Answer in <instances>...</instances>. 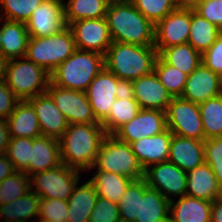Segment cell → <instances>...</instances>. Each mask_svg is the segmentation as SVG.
Returning a JSON list of instances; mask_svg holds the SVG:
<instances>
[{
    "label": "cell",
    "mask_w": 222,
    "mask_h": 222,
    "mask_svg": "<svg viewBox=\"0 0 222 222\" xmlns=\"http://www.w3.org/2000/svg\"><path fill=\"white\" fill-rule=\"evenodd\" d=\"M194 11L222 30V0H202Z\"/></svg>",
    "instance_id": "obj_45"
},
{
    "label": "cell",
    "mask_w": 222,
    "mask_h": 222,
    "mask_svg": "<svg viewBox=\"0 0 222 222\" xmlns=\"http://www.w3.org/2000/svg\"><path fill=\"white\" fill-rule=\"evenodd\" d=\"M61 164L59 139L43 135L33 138L29 167L24 171L28 176Z\"/></svg>",
    "instance_id": "obj_22"
},
{
    "label": "cell",
    "mask_w": 222,
    "mask_h": 222,
    "mask_svg": "<svg viewBox=\"0 0 222 222\" xmlns=\"http://www.w3.org/2000/svg\"><path fill=\"white\" fill-rule=\"evenodd\" d=\"M29 191V176L25 172L16 171L0 182V206L15 201Z\"/></svg>",
    "instance_id": "obj_38"
},
{
    "label": "cell",
    "mask_w": 222,
    "mask_h": 222,
    "mask_svg": "<svg viewBox=\"0 0 222 222\" xmlns=\"http://www.w3.org/2000/svg\"><path fill=\"white\" fill-rule=\"evenodd\" d=\"M201 62L222 77V33L210 48L201 55Z\"/></svg>",
    "instance_id": "obj_46"
},
{
    "label": "cell",
    "mask_w": 222,
    "mask_h": 222,
    "mask_svg": "<svg viewBox=\"0 0 222 222\" xmlns=\"http://www.w3.org/2000/svg\"><path fill=\"white\" fill-rule=\"evenodd\" d=\"M144 194V178L134 180L118 203L120 219L134 222L139 219L140 197Z\"/></svg>",
    "instance_id": "obj_37"
},
{
    "label": "cell",
    "mask_w": 222,
    "mask_h": 222,
    "mask_svg": "<svg viewBox=\"0 0 222 222\" xmlns=\"http://www.w3.org/2000/svg\"><path fill=\"white\" fill-rule=\"evenodd\" d=\"M10 59L7 65V86L19 100H28L46 93L51 81L50 74L42 67L23 57V61Z\"/></svg>",
    "instance_id": "obj_7"
},
{
    "label": "cell",
    "mask_w": 222,
    "mask_h": 222,
    "mask_svg": "<svg viewBox=\"0 0 222 222\" xmlns=\"http://www.w3.org/2000/svg\"><path fill=\"white\" fill-rule=\"evenodd\" d=\"M106 20L113 42L154 46L155 25L130 2H111Z\"/></svg>",
    "instance_id": "obj_2"
},
{
    "label": "cell",
    "mask_w": 222,
    "mask_h": 222,
    "mask_svg": "<svg viewBox=\"0 0 222 222\" xmlns=\"http://www.w3.org/2000/svg\"><path fill=\"white\" fill-rule=\"evenodd\" d=\"M76 50L69 26L49 37H29L26 58L51 74Z\"/></svg>",
    "instance_id": "obj_5"
},
{
    "label": "cell",
    "mask_w": 222,
    "mask_h": 222,
    "mask_svg": "<svg viewBox=\"0 0 222 222\" xmlns=\"http://www.w3.org/2000/svg\"><path fill=\"white\" fill-rule=\"evenodd\" d=\"M204 155L222 191V136L204 140Z\"/></svg>",
    "instance_id": "obj_42"
},
{
    "label": "cell",
    "mask_w": 222,
    "mask_h": 222,
    "mask_svg": "<svg viewBox=\"0 0 222 222\" xmlns=\"http://www.w3.org/2000/svg\"><path fill=\"white\" fill-rule=\"evenodd\" d=\"M109 3L111 2H126V1H129V0H107Z\"/></svg>",
    "instance_id": "obj_54"
},
{
    "label": "cell",
    "mask_w": 222,
    "mask_h": 222,
    "mask_svg": "<svg viewBox=\"0 0 222 222\" xmlns=\"http://www.w3.org/2000/svg\"><path fill=\"white\" fill-rule=\"evenodd\" d=\"M176 9L194 10L201 0H173Z\"/></svg>",
    "instance_id": "obj_52"
},
{
    "label": "cell",
    "mask_w": 222,
    "mask_h": 222,
    "mask_svg": "<svg viewBox=\"0 0 222 222\" xmlns=\"http://www.w3.org/2000/svg\"><path fill=\"white\" fill-rule=\"evenodd\" d=\"M210 222H222V196L212 202Z\"/></svg>",
    "instance_id": "obj_51"
},
{
    "label": "cell",
    "mask_w": 222,
    "mask_h": 222,
    "mask_svg": "<svg viewBox=\"0 0 222 222\" xmlns=\"http://www.w3.org/2000/svg\"><path fill=\"white\" fill-rule=\"evenodd\" d=\"M46 93L62 112L68 124L99 123L93 114L86 92L62 88L50 81Z\"/></svg>",
    "instance_id": "obj_10"
},
{
    "label": "cell",
    "mask_w": 222,
    "mask_h": 222,
    "mask_svg": "<svg viewBox=\"0 0 222 222\" xmlns=\"http://www.w3.org/2000/svg\"><path fill=\"white\" fill-rule=\"evenodd\" d=\"M221 76L214 73L202 62L188 75L181 98L200 104L220 95Z\"/></svg>",
    "instance_id": "obj_17"
},
{
    "label": "cell",
    "mask_w": 222,
    "mask_h": 222,
    "mask_svg": "<svg viewBox=\"0 0 222 222\" xmlns=\"http://www.w3.org/2000/svg\"><path fill=\"white\" fill-rule=\"evenodd\" d=\"M107 0H68L64 3L66 25L78 20L106 17Z\"/></svg>",
    "instance_id": "obj_33"
},
{
    "label": "cell",
    "mask_w": 222,
    "mask_h": 222,
    "mask_svg": "<svg viewBox=\"0 0 222 222\" xmlns=\"http://www.w3.org/2000/svg\"><path fill=\"white\" fill-rule=\"evenodd\" d=\"M97 198L95 186L90 180L80 187L76 185L68 199L66 222H88Z\"/></svg>",
    "instance_id": "obj_27"
},
{
    "label": "cell",
    "mask_w": 222,
    "mask_h": 222,
    "mask_svg": "<svg viewBox=\"0 0 222 222\" xmlns=\"http://www.w3.org/2000/svg\"><path fill=\"white\" fill-rule=\"evenodd\" d=\"M19 99L7 86L6 82H0V119H7L14 111Z\"/></svg>",
    "instance_id": "obj_47"
},
{
    "label": "cell",
    "mask_w": 222,
    "mask_h": 222,
    "mask_svg": "<svg viewBox=\"0 0 222 222\" xmlns=\"http://www.w3.org/2000/svg\"><path fill=\"white\" fill-rule=\"evenodd\" d=\"M29 34L26 24L6 20L0 27V53L8 60L26 56Z\"/></svg>",
    "instance_id": "obj_25"
},
{
    "label": "cell",
    "mask_w": 222,
    "mask_h": 222,
    "mask_svg": "<svg viewBox=\"0 0 222 222\" xmlns=\"http://www.w3.org/2000/svg\"><path fill=\"white\" fill-rule=\"evenodd\" d=\"M205 140L222 136V98L220 95L199 104Z\"/></svg>",
    "instance_id": "obj_35"
},
{
    "label": "cell",
    "mask_w": 222,
    "mask_h": 222,
    "mask_svg": "<svg viewBox=\"0 0 222 222\" xmlns=\"http://www.w3.org/2000/svg\"><path fill=\"white\" fill-rule=\"evenodd\" d=\"M10 138L7 121L0 119V155L6 154Z\"/></svg>",
    "instance_id": "obj_49"
},
{
    "label": "cell",
    "mask_w": 222,
    "mask_h": 222,
    "mask_svg": "<svg viewBox=\"0 0 222 222\" xmlns=\"http://www.w3.org/2000/svg\"><path fill=\"white\" fill-rule=\"evenodd\" d=\"M92 168L97 171L113 172L132 180L144 178V169L138 162L129 143L107 134L102 141Z\"/></svg>",
    "instance_id": "obj_6"
},
{
    "label": "cell",
    "mask_w": 222,
    "mask_h": 222,
    "mask_svg": "<svg viewBox=\"0 0 222 222\" xmlns=\"http://www.w3.org/2000/svg\"><path fill=\"white\" fill-rule=\"evenodd\" d=\"M141 110L134 98L118 99L114 101L108 117L101 123L106 134H113L123 124L128 123Z\"/></svg>",
    "instance_id": "obj_34"
},
{
    "label": "cell",
    "mask_w": 222,
    "mask_h": 222,
    "mask_svg": "<svg viewBox=\"0 0 222 222\" xmlns=\"http://www.w3.org/2000/svg\"><path fill=\"white\" fill-rule=\"evenodd\" d=\"M144 179L148 187L159 191L169 201L170 195L186 196V172L170 161L149 166L144 170Z\"/></svg>",
    "instance_id": "obj_12"
},
{
    "label": "cell",
    "mask_w": 222,
    "mask_h": 222,
    "mask_svg": "<svg viewBox=\"0 0 222 222\" xmlns=\"http://www.w3.org/2000/svg\"><path fill=\"white\" fill-rule=\"evenodd\" d=\"M75 41L76 49L106 54L113 43L105 17L78 20L69 25Z\"/></svg>",
    "instance_id": "obj_13"
},
{
    "label": "cell",
    "mask_w": 222,
    "mask_h": 222,
    "mask_svg": "<svg viewBox=\"0 0 222 222\" xmlns=\"http://www.w3.org/2000/svg\"><path fill=\"white\" fill-rule=\"evenodd\" d=\"M172 135L167 128L158 135L143 137L130 143L133 153L144 170L153 164L168 161Z\"/></svg>",
    "instance_id": "obj_20"
},
{
    "label": "cell",
    "mask_w": 222,
    "mask_h": 222,
    "mask_svg": "<svg viewBox=\"0 0 222 222\" xmlns=\"http://www.w3.org/2000/svg\"><path fill=\"white\" fill-rule=\"evenodd\" d=\"M117 222H128V221H125V220L120 219V220L117 221Z\"/></svg>",
    "instance_id": "obj_58"
},
{
    "label": "cell",
    "mask_w": 222,
    "mask_h": 222,
    "mask_svg": "<svg viewBox=\"0 0 222 222\" xmlns=\"http://www.w3.org/2000/svg\"><path fill=\"white\" fill-rule=\"evenodd\" d=\"M116 87L117 77L104 66L85 91L93 114L99 123H102L109 115L116 100Z\"/></svg>",
    "instance_id": "obj_16"
},
{
    "label": "cell",
    "mask_w": 222,
    "mask_h": 222,
    "mask_svg": "<svg viewBox=\"0 0 222 222\" xmlns=\"http://www.w3.org/2000/svg\"><path fill=\"white\" fill-rule=\"evenodd\" d=\"M186 180V196L211 202L222 196L216 177L206 162L187 172Z\"/></svg>",
    "instance_id": "obj_23"
},
{
    "label": "cell",
    "mask_w": 222,
    "mask_h": 222,
    "mask_svg": "<svg viewBox=\"0 0 222 222\" xmlns=\"http://www.w3.org/2000/svg\"><path fill=\"white\" fill-rule=\"evenodd\" d=\"M8 59L0 53V82L5 81Z\"/></svg>",
    "instance_id": "obj_53"
},
{
    "label": "cell",
    "mask_w": 222,
    "mask_h": 222,
    "mask_svg": "<svg viewBox=\"0 0 222 222\" xmlns=\"http://www.w3.org/2000/svg\"><path fill=\"white\" fill-rule=\"evenodd\" d=\"M28 101L36 112L42 135L60 139L68 127V122L52 98L44 93Z\"/></svg>",
    "instance_id": "obj_18"
},
{
    "label": "cell",
    "mask_w": 222,
    "mask_h": 222,
    "mask_svg": "<svg viewBox=\"0 0 222 222\" xmlns=\"http://www.w3.org/2000/svg\"><path fill=\"white\" fill-rule=\"evenodd\" d=\"M165 113L167 128L173 135L205 140L199 104L173 97Z\"/></svg>",
    "instance_id": "obj_9"
},
{
    "label": "cell",
    "mask_w": 222,
    "mask_h": 222,
    "mask_svg": "<svg viewBox=\"0 0 222 222\" xmlns=\"http://www.w3.org/2000/svg\"><path fill=\"white\" fill-rule=\"evenodd\" d=\"M44 0H0L5 19L26 23Z\"/></svg>",
    "instance_id": "obj_40"
},
{
    "label": "cell",
    "mask_w": 222,
    "mask_h": 222,
    "mask_svg": "<svg viewBox=\"0 0 222 222\" xmlns=\"http://www.w3.org/2000/svg\"><path fill=\"white\" fill-rule=\"evenodd\" d=\"M157 57L154 46L113 42L104 56V65L117 78L134 81L154 71Z\"/></svg>",
    "instance_id": "obj_3"
},
{
    "label": "cell",
    "mask_w": 222,
    "mask_h": 222,
    "mask_svg": "<svg viewBox=\"0 0 222 222\" xmlns=\"http://www.w3.org/2000/svg\"><path fill=\"white\" fill-rule=\"evenodd\" d=\"M3 19H4L3 15L1 16V14H0V21H2Z\"/></svg>",
    "instance_id": "obj_57"
},
{
    "label": "cell",
    "mask_w": 222,
    "mask_h": 222,
    "mask_svg": "<svg viewBox=\"0 0 222 222\" xmlns=\"http://www.w3.org/2000/svg\"><path fill=\"white\" fill-rule=\"evenodd\" d=\"M154 72L172 97H181L188 78L187 74L167 64L159 55L154 65Z\"/></svg>",
    "instance_id": "obj_36"
},
{
    "label": "cell",
    "mask_w": 222,
    "mask_h": 222,
    "mask_svg": "<svg viewBox=\"0 0 222 222\" xmlns=\"http://www.w3.org/2000/svg\"><path fill=\"white\" fill-rule=\"evenodd\" d=\"M132 83L134 99L141 109L166 111L173 97L158 80L154 71L132 81Z\"/></svg>",
    "instance_id": "obj_19"
},
{
    "label": "cell",
    "mask_w": 222,
    "mask_h": 222,
    "mask_svg": "<svg viewBox=\"0 0 222 222\" xmlns=\"http://www.w3.org/2000/svg\"><path fill=\"white\" fill-rule=\"evenodd\" d=\"M37 219H40L38 222H54V221H50V220H47V219H42V218H37Z\"/></svg>",
    "instance_id": "obj_55"
},
{
    "label": "cell",
    "mask_w": 222,
    "mask_h": 222,
    "mask_svg": "<svg viewBox=\"0 0 222 222\" xmlns=\"http://www.w3.org/2000/svg\"><path fill=\"white\" fill-rule=\"evenodd\" d=\"M192 10L175 9L155 24L154 47L158 54L170 46L188 43Z\"/></svg>",
    "instance_id": "obj_11"
},
{
    "label": "cell",
    "mask_w": 222,
    "mask_h": 222,
    "mask_svg": "<svg viewBox=\"0 0 222 222\" xmlns=\"http://www.w3.org/2000/svg\"><path fill=\"white\" fill-rule=\"evenodd\" d=\"M166 129L165 111L141 109L133 119L119 127L112 135L130 144L143 137L158 135Z\"/></svg>",
    "instance_id": "obj_14"
},
{
    "label": "cell",
    "mask_w": 222,
    "mask_h": 222,
    "mask_svg": "<svg viewBox=\"0 0 222 222\" xmlns=\"http://www.w3.org/2000/svg\"><path fill=\"white\" fill-rule=\"evenodd\" d=\"M119 220L118 204L98 196L88 222H117Z\"/></svg>",
    "instance_id": "obj_44"
},
{
    "label": "cell",
    "mask_w": 222,
    "mask_h": 222,
    "mask_svg": "<svg viewBox=\"0 0 222 222\" xmlns=\"http://www.w3.org/2000/svg\"><path fill=\"white\" fill-rule=\"evenodd\" d=\"M32 146V138H10L6 155L12 161L16 171L24 172L29 167Z\"/></svg>",
    "instance_id": "obj_39"
},
{
    "label": "cell",
    "mask_w": 222,
    "mask_h": 222,
    "mask_svg": "<svg viewBox=\"0 0 222 222\" xmlns=\"http://www.w3.org/2000/svg\"><path fill=\"white\" fill-rule=\"evenodd\" d=\"M167 64H170L190 75L201 63V54L189 43L170 46L158 54Z\"/></svg>",
    "instance_id": "obj_31"
},
{
    "label": "cell",
    "mask_w": 222,
    "mask_h": 222,
    "mask_svg": "<svg viewBox=\"0 0 222 222\" xmlns=\"http://www.w3.org/2000/svg\"><path fill=\"white\" fill-rule=\"evenodd\" d=\"M168 161L186 173L205 162L204 141L172 135Z\"/></svg>",
    "instance_id": "obj_21"
},
{
    "label": "cell",
    "mask_w": 222,
    "mask_h": 222,
    "mask_svg": "<svg viewBox=\"0 0 222 222\" xmlns=\"http://www.w3.org/2000/svg\"><path fill=\"white\" fill-rule=\"evenodd\" d=\"M145 18L154 25L167 14L174 11L176 6L173 0H129Z\"/></svg>",
    "instance_id": "obj_41"
},
{
    "label": "cell",
    "mask_w": 222,
    "mask_h": 222,
    "mask_svg": "<svg viewBox=\"0 0 222 222\" xmlns=\"http://www.w3.org/2000/svg\"><path fill=\"white\" fill-rule=\"evenodd\" d=\"M80 171L61 164L53 169L29 176L30 190L41 199L57 198L68 201L80 179ZM35 185V186H34Z\"/></svg>",
    "instance_id": "obj_8"
},
{
    "label": "cell",
    "mask_w": 222,
    "mask_h": 222,
    "mask_svg": "<svg viewBox=\"0 0 222 222\" xmlns=\"http://www.w3.org/2000/svg\"><path fill=\"white\" fill-rule=\"evenodd\" d=\"M170 201L159 191L148 187L144 179V194L140 197L139 219L134 222H167Z\"/></svg>",
    "instance_id": "obj_28"
},
{
    "label": "cell",
    "mask_w": 222,
    "mask_h": 222,
    "mask_svg": "<svg viewBox=\"0 0 222 222\" xmlns=\"http://www.w3.org/2000/svg\"><path fill=\"white\" fill-rule=\"evenodd\" d=\"M104 66V55L76 49L50 74L51 82L62 88L85 92Z\"/></svg>",
    "instance_id": "obj_4"
},
{
    "label": "cell",
    "mask_w": 222,
    "mask_h": 222,
    "mask_svg": "<svg viewBox=\"0 0 222 222\" xmlns=\"http://www.w3.org/2000/svg\"><path fill=\"white\" fill-rule=\"evenodd\" d=\"M97 172V173H96ZM90 181L95 186L98 196L118 204L127 187L134 181L127 176L113 172L95 171Z\"/></svg>",
    "instance_id": "obj_30"
},
{
    "label": "cell",
    "mask_w": 222,
    "mask_h": 222,
    "mask_svg": "<svg viewBox=\"0 0 222 222\" xmlns=\"http://www.w3.org/2000/svg\"><path fill=\"white\" fill-rule=\"evenodd\" d=\"M106 135L101 123L68 124L59 139L62 163L79 171L91 169Z\"/></svg>",
    "instance_id": "obj_1"
},
{
    "label": "cell",
    "mask_w": 222,
    "mask_h": 222,
    "mask_svg": "<svg viewBox=\"0 0 222 222\" xmlns=\"http://www.w3.org/2000/svg\"><path fill=\"white\" fill-rule=\"evenodd\" d=\"M6 121L10 137L33 139L42 135L36 112L28 100H19Z\"/></svg>",
    "instance_id": "obj_24"
},
{
    "label": "cell",
    "mask_w": 222,
    "mask_h": 222,
    "mask_svg": "<svg viewBox=\"0 0 222 222\" xmlns=\"http://www.w3.org/2000/svg\"><path fill=\"white\" fill-rule=\"evenodd\" d=\"M116 98L128 99L134 98L133 83L130 80L117 78Z\"/></svg>",
    "instance_id": "obj_48"
},
{
    "label": "cell",
    "mask_w": 222,
    "mask_h": 222,
    "mask_svg": "<svg viewBox=\"0 0 222 222\" xmlns=\"http://www.w3.org/2000/svg\"><path fill=\"white\" fill-rule=\"evenodd\" d=\"M221 33L222 30L216 25L208 22L192 10L188 43L201 55L210 48Z\"/></svg>",
    "instance_id": "obj_32"
},
{
    "label": "cell",
    "mask_w": 222,
    "mask_h": 222,
    "mask_svg": "<svg viewBox=\"0 0 222 222\" xmlns=\"http://www.w3.org/2000/svg\"><path fill=\"white\" fill-rule=\"evenodd\" d=\"M63 0H44L25 23L29 37H49L64 29Z\"/></svg>",
    "instance_id": "obj_15"
},
{
    "label": "cell",
    "mask_w": 222,
    "mask_h": 222,
    "mask_svg": "<svg viewBox=\"0 0 222 222\" xmlns=\"http://www.w3.org/2000/svg\"><path fill=\"white\" fill-rule=\"evenodd\" d=\"M68 201L57 198L41 199L39 203V217L54 222H66Z\"/></svg>",
    "instance_id": "obj_43"
},
{
    "label": "cell",
    "mask_w": 222,
    "mask_h": 222,
    "mask_svg": "<svg viewBox=\"0 0 222 222\" xmlns=\"http://www.w3.org/2000/svg\"><path fill=\"white\" fill-rule=\"evenodd\" d=\"M211 201L189 196L179 197L175 203L170 201L169 220L171 222H210Z\"/></svg>",
    "instance_id": "obj_26"
},
{
    "label": "cell",
    "mask_w": 222,
    "mask_h": 222,
    "mask_svg": "<svg viewBox=\"0 0 222 222\" xmlns=\"http://www.w3.org/2000/svg\"><path fill=\"white\" fill-rule=\"evenodd\" d=\"M41 198L30 190L15 201L0 206V216L3 222H27L31 217H39V203ZM34 219L33 222H36Z\"/></svg>",
    "instance_id": "obj_29"
},
{
    "label": "cell",
    "mask_w": 222,
    "mask_h": 222,
    "mask_svg": "<svg viewBox=\"0 0 222 222\" xmlns=\"http://www.w3.org/2000/svg\"><path fill=\"white\" fill-rule=\"evenodd\" d=\"M220 96L222 98V77H221V85H220Z\"/></svg>",
    "instance_id": "obj_56"
},
{
    "label": "cell",
    "mask_w": 222,
    "mask_h": 222,
    "mask_svg": "<svg viewBox=\"0 0 222 222\" xmlns=\"http://www.w3.org/2000/svg\"><path fill=\"white\" fill-rule=\"evenodd\" d=\"M15 172L16 169L7 155H0V182L6 177L14 174Z\"/></svg>",
    "instance_id": "obj_50"
}]
</instances>
